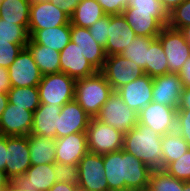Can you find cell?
Here are the masks:
<instances>
[{"label":"cell","mask_w":190,"mask_h":191,"mask_svg":"<svg viewBox=\"0 0 190 191\" xmlns=\"http://www.w3.org/2000/svg\"><path fill=\"white\" fill-rule=\"evenodd\" d=\"M112 92L111 85L98 71L92 76L76 80L74 99L91 118H95Z\"/></svg>","instance_id":"3957f363"},{"label":"cell","mask_w":190,"mask_h":191,"mask_svg":"<svg viewBox=\"0 0 190 191\" xmlns=\"http://www.w3.org/2000/svg\"><path fill=\"white\" fill-rule=\"evenodd\" d=\"M31 166L27 136L7 137L6 176L13 181Z\"/></svg>","instance_id":"7c38bea8"},{"label":"cell","mask_w":190,"mask_h":191,"mask_svg":"<svg viewBox=\"0 0 190 191\" xmlns=\"http://www.w3.org/2000/svg\"><path fill=\"white\" fill-rule=\"evenodd\" d=\"M8 188H0V191H6Z\"/></svg>","instance_id":"680465c9"},{"label":"cell","mask_w":190,"mask_h":191,"mask_svg":"<svg viewBox=\"0 0 190 191\" xmlns=\"http://www.w3.org/2000/svg\"><path fill=\"white\" fill-rule=\"evenodd\" d=\"M28 33L32 42L61 52L71 41V23L44 30H28Z\"/></svg>","instance_id":"cb8c5ba5"},{"label":"cell","mask_w":190,"mask_h":191,"mask_svg":"<svg viewBox=\"0 0 190 191\" xmlns=\"http://www.w3.org/2000/svg\"><path fill=\"white\" fill-rule=\"evenodd\" d=\"M190 25V0L183 1L169 12L168 27L181 30Z\"/></svg>","instance_id":"74e56055"},{"label":"cell","mask_w":190,"mask_h":191,"mask_svg":"<svg viewBox=\"0 0 190 191\" xmlns=\"http://www.w3.org/2000/svg\"><path fill=\"white\" fill-rule=\"evenodd\" d=\"M178 74L183 82L184 88L190 87V58L186 60Z\"/></svg>","instance_id":"7dc6e473"},{"label":"cell","mask_w":190,"mask_h":191,"mask_svg":"<svg viewBox=\"0 0 190 191\" xmlns=\"http://www.w3.org/2000/svg\"><path fill=\"white\" fill-rule=\"evenodd\" d=\"M71 41L78 46L86 60L97 71L102 70L107 55L104 47L93 39L88 28L71 24Z\"/></svg>","instance_id":"44dd1931"},{"label":"cell","mask_w":190,"mask_h":191,"mask_svg":"<svg viewBox=\"0 0 190 191\" xmlns=\"http://www.w3.org/2000/svg\"><path fill=\"white\" fill-rule=\"evenodd\" d=\"M180 31L183 33L184 38L186 39L187 43L190 45V25L183 27Z\"/></svg>","instance_id":"db71d44e"},{"label":"cell","mask_w":190,"mask_h":191,"mask_svg":"<svg viewBox=\"0 0 190 191\" xmlns=\"http://www.w3.org/2000/svg\"><path fill=\"white\" fill-rule=\"evenodd\" d=\"M70 23V17L50 1L30 5L28 30H44Z\"/></svg>","instance_id":"5bb4252c"},{"label":"cell","mask_w":190,"mask_h":191,"mask_svg":"<svg viewBox=\"0 0 190 191\" xmlns=\"http://www.w3.org/2000/svg\"><path fill=\"white\" fill-rule=\"evenodd\" d=\"M46 1H50V0H30V3L31 4H35V3H44V2H46Z\"/></svg>","instance_id":"6f0895ef"},{"label":"cell","mask_w":190,"mask_h":191,"mask_svg":"<svg viewBox=\"0 0 190 191\" xmlns=\"http://www.w3.org/2000/svg\"><path fill=\"white\" fill-rule=\"evenodd\" d=\"M7 136L0 134V170L5 172L6 168Z\"/></svg>","instance_id":"bcb514c9"},{"label":"cell","mask_w":190,"mask_h":191,"mask_svg":"<svg viewBox=\"0 0 190 191\" xmlns=\"http://www.w3.org/2000/svg\"><path fill=\"white\" fill-rule=\"evenodd\" d=\"M160 40L167 61L169 73H179L190 58V45L180 30L164 26L157 36Z\"/></svg>","instance_id":"ba28073f"},{"label":"cell","mask_w":190,"mask_h":191,"mask_svg":"<svg viewBox=\"0 0 190 191\" xmlns=\"http://www.w3.org/2000/svg\"><path fill=\"white\" fill-rule=\"evenodd\" d=\"M8 102L34 112L40 106L38 86L11 87Z\"/></svg>","instance_id":"4dcf8cb0"},{"label":"cell","mask_w":190,"mask_h":191,"mask_svg":"<svg viewBox=\"0 0 190 191\" xmlns=\"http://www.w3.org/2000/svg\"><path fill=\"white\" fill-rule=\"evenodd\" d=\"M155 38L136 36L123 50L121 55L127 60H132L142 69L147 65L148 48Z\"/></svg>","instance_id":"836d02e7"},{"label":"cell","mask_w":190,"mask_h":191,"mask_svg":"<svg viewBox=\"0 0 190 191\" xmlns=\"http://www.w3.org/2000/svg\"><path fill=\"white\" fill-rule=\"evenodd\" d=\"M48 191H79L78 186L55 182Z\"/></svg>","instance_id":"681fc988"},{"label":"cell","mask_w":190,"mask_h":191,"mask_svg":"<svg viewBox=\"0 0 190 191\" xmlns=\"http://www.w3.org/2000/svg\"><path fill=\"white\" fill-rule=\"evenodd\" d=\"M177 109L151 102L138 112V123L161 136L176 131Z\"/></svg>","instance_id":"30bf717a"},{"label":"cell","mask_w":190,"mask_h":191,"mask_svg":"<svg viewBox=\"0 0 190 191\" xmlns=\"http://www.w3.org/2000/svg\"><path fill=\"white\" fill-rule=\"evenodd\" d=\"M183 82L177 73H168L153 78L152 102L178 109Z\"/></svg>","instance_id":"2e32d148"},{"label":"cell","mask_w":190,"mask_h":191,"mask_svg":"<svg viewBox=\"0 0 190 191\" xmlns=\"http://www.w3.org/2000/svg\"><path fill=\"white\" fill-rule=\"evenodd\" d=\"M26 48L31 53L36 65L43 75L60 72V52L47 48L46 46L36 44L30 39Z\"/></svg>","instance_id":"4316f807"},{"label":"cell","mask_w":190,"mask_h":191,"mask_svg":"<svg viewBox=\"0 0 190 191\" xmlns=\"http://www.w3.org/2000/svg\"><path fill=\"white\" fill-rule=\"evenodd\" d=\"M11 87L9 69L0 66V93H8Z\"/></svg>","instance_id":"f6af8a7d"},{"label":"cell","mask_w":190,"mask_h":191,"mask_svg":"<svg viewBox=\"0 0 190 191\" xmlns=\"http://www.w3.org/2000/svg\"><path fill=\"white\" fill-rule=\"evenodd\" d=\"M153 78L145 74L116 90L126 105L137 113L152 102Z\"/></svg>","instance_id":"ac0fdd59"},{"label":"cell","mask_w":190,"mask_h":191,"mask_svg":"<svg viewBox=\"0 0 190 191\" xmlns=\"http://www.w3.org/2000/svg\"><path fill=\"white\" fill-rule=\"evenodd\" d=\"M13 182L25 191H48L56 182L54 163L31 165L27 171Z\"/></svg>","instance_id":"d6986e66"},{"label":"cell","mask_w":190,"mask_h":191,"mask_svg":"<svg viewBox=\"0 0 190 191\" xmlns=\"http://www.w3.org/2000/svg\"><path fill=\"white\" fill-rule=\"evenodd\" d=\"M177 110H190V87L181 92L180 104Z\"/></svg>","instance_id":"c3c4849f"},{"label":"cell","mask_w":190,"mask_h":191,"mask_svg":"<svg viewBox=\"0 0 190 191\" xmlns=\"http://www.w3.org/2000/svg\"><path fill=\"white\" fill-rule=\"evenodd\" d=\"M167 12H171L175 7L185 0H160Z\"/></svg>","instance_id":"f907efd6"},{"label":"cell","mask_w":190,"mask_h":191,"mask_svg":"<svg viewBox=\"0 0 190 191\" xmlns=\"http://www.w3.org/2000/svg\"><path fill=\"white\" fill-rule=\"evenodd\" d=\"M135 37L122 14L109 15L108 40L104 48L106 55L121 54Z\"/></svg>","instance_id":"7402d4cb"},{"label":"cell","mask_w":190,"mask_h":191,"mask_svg":"<svg viewBox=\"0 0 190 191\" xmlns=\"http://www.w3.org/2000/svg\"><path fill=\"white\" fill-rule=\"evenodd\" d=\"M167 174L182 181L190 180V148L176 161L169 163L164 169Z\"/></svg>","instance_id":"8d00e7d4"},{"label":"cell","mask_w":190,"mask_h":191,"mask_svg":"<svg viewBox=\"0 0 190 191\" xmlns=\"http://www.w3.org/2000/svg\"><path fill=\"white\" fill-rule=\"evenodd\" d=\"M109 191H141L150 182L152 169L123 149L103 154Z\"/></svg>","instance_id":"6da1fadb"},{"label":"cell","mask_w":190,"mask_h":191,"mask_svg":"<svg viewBox=\"0 0 190 191\" xmlns=\"http://www.w3.org/2000/svg\"><path fill=\"white\" fill-rule=\"evenodd\" d=\"M108 27L109 15H105L88 28L93 39L104 48L108 40Z\"/></svg>","instance_id":"60d3db41"},{"label":"cell","mask_w":190,"mask_h":191,"mask_svg":"<svg viewBox=\"0 0 190 191\" xmlns=\"http://www.w3.org/2000/svg\"><path fill=\"white\" fill-rule=\"evenodd\" d=\"M162 136L150 127L137 123L124 134L123 150L135 155L152 170H163Z\"/></svg>","instance_id":"7a4b0ae2"},{"label":"cell","mask_w":190,"mask_h":191,"mask_svg":"<svg viewBox=\"0 0 190 191\" xmlns=\"http://www.w3.org/2000/svg\"><path fill=\"white\" fill-rule=\"evenodd\" d=\"M26 45L0 41V66L9 68Z\"/></svg>","instance_id":"ab89813d"},{"label":"cell","mask_w":190,"mask_h":191,"mask_svg":"<svg viewBox=\"0 0 190 191\" xmlns=\"http://www.w3.org/2000/svg\"><path fill=\"white\" fill-rule=\"evenodd\" d=\"M176 131L190 148V110H177Z\"/></svg>","instance_id":"b9f144b4"},{"label":"cell","mask_w":190,"mask_h":191,"mask_svg":"<svg viewBox=\"0 0 190 191\" xmlns=\"http://www.w3.org/2000/svg\"><path fill=\"white\" fill-rule=\"evenodd\" d=\"M122 12L151 13L163 26L168 25L169 13L160 0H129V5Z\"/></svg>","instance_id":"d6a6232c"},{"label":"cell","mask_w":190,"mask_h":191,"mask_svg":"<svg viewBox=\"0 0 190 191\" xmlns=\"http://www.w3.org/2000/svg\"><path fill=\"white\" fill-rule=\"evenodd\" d=\"M164 168L171 162L176 161L189 149L187 142L177 132H170L162 136L161 141Z\"/></svg>","instance_id":"1f68e13d"},{"label":"cell","mask_w":190,"mask_h":191,"mask_svg":"<svg viewBox=\"0 0 190 191\" xmlns=\"http://www.w3.org/2000/svg\"><path fill=\"white\" fill-rule=\"evenodd\" d=\"M8 103V94L0 93V118Z\"/></svg>","instance_id":"816d5d0a"},{"label":"cell","mask_w":190,"mask_h":191,"mask_svg":"<svg viewBox=\"0 0 190 191\" xmlns=\"http://www.w3.org/2000/svg\"><path fill=\"white\" fill-rule=\"evenodd\" d=\"M95 119L125 134L137 125L138 113L126 105L116 91H113Z\"/></svg>","instance_id":"5b68a950"},{"label":"cell","mask_w":190,"mask_h":191,"mask_svg":"<svg viewBox=\"0 0 190 191\" xmlns=\"http://www.w3.org/2000/svg\"><path fill=\"white\" fill-rule=\"evenodd\" d=\"M54 173L56 175V182L66 183L73 186H78V165L54 163Z\"/></svg>","instance_id":"f35d334b"},{"label":"cell","mask_w":190,"mask_h":191,"mask_svg":"<svg viewBox=\"0 0 190 191\" xmlns=\"http://www.w3.org/2000/svg\"><path fill=\"white\" fill-rule=\"evenodd\" d=\"M10 181L6 173L0 170V188H8Z\"/></svg>","instance_id":"f5cc1de1"},{"label":"cell","mask_w":190,"mask_h":191,"mask_svg":"<svg viewBox=\"0 0 190 191\" xmlns=\"http://www.w3.org/2000/svg\"><path fill=\"white\" fill-rule=\"evenodd\" d=\"M106 15H119L128 7L129 0H97Z\"/></svg>","instance_id":"7bdbcfd3"},{"label":"cell","mask_w":190,"mask_h":191,"mask_svg":"<svg viewBox=\"0 0 190 191\" xmlns=\"http://www.w3.org/2000/svg\"><path fill=\"white\" fill-rule=\"evenodd\" d=\"M121 14L136 36L157 38L164 27L154 16H151V13L122 12Z\"/></svg>","instance_id":"484cf974"},{"label":"cell","mask_w":190,"mask_h":191,"mask_svg":"<svg viewBox=\"0 0 190 191\" xmlns=\"http://www.w3.org/2000/svg\"><path fill=\"white\" fill-rule=\"evenodd\" d=\"M6 191H25V190L17 186L13 181H10L9 187Z\"/></svg>","instance_id":"11a10c76"},{"label":"cell","mask_w":190,"mask_h":191,"mask_svg":"<svg viewBox=\"0 0 190 191\" xmlns=\"http://www.w3.org/2000/svg\"><path fill=\"white\" fill-rule=\"evenodd\" d=\"M31 165L55 163V139L46 135H27Z\"/></svg>","instance_id":"d4e9b609"},{"label":"cell","mask_w":190,"mask_h":191,"mask_svg":"<svg viewBox=\"0 0 190 191\" xmlns=\"http://www.w3.org/2000/svg\"><path fill=\"white\" fill-rule=\"evenodd\" d=\"M62 106L40 104L33 112V125L31 134L46 135L51 139H56L55 132L58 128V114H60Z\"/></svg>","instance_id":"603a6c76"},{"label":"cell","mask_w":190,"mask_h":191,"mask_svg":"<svg viewBox=\"0 0 190 191\" xmlns=\"http://www.w3.org/2000/svg\"><path fill=\"white\" fill-rule=\"evenodd\" d=\"M88 151L86 132H77L55 139V160L58 163L78 165Z\"/></svg>","instance_id":"e0dca14e"},{"label":"cell","mask_w":190,"mask_h":191,"mask_svg":"<svg viewBox=\"0 0 190 191\" xmlns=\"http://www.w3.org/2000/svg\"><path fill=\"white\" fill-rule=\"evenodd\" d=\"M144 73L151 78L169 73L168 61L163 46L158 38H155L148 48L147 65Z\"/></svg>","instance_id":"f546056e"},{"label":"cell","mask_w":190,"mask_h":191,"mask_svg":"<svg viewBox=\"0 0 190 191\" xmlns=\"http://www.w3.org/2000/svg\"><path fill=\"white\" fill-rule=\"evenodd\" d=\"M141 191H183V181L164 170H152L149 184Z\"/></svg>","instance_id":"e575fe53"},{"label":"cell","mask_w":190,"mask_h":191,"mask_svg":"<svg viewBox=\"0 0 190 191\" xmlns=\"http://www.w3.org/2000/svg\"><path fill=\"white\" fill-rule=\"evenodd\" d=\"M50 3L60 8L64 13L71 17L80 3V0H50Z\"/></svg>","instance_id":"ee69618b"},{"label":"cell","mask_w":190,"mask_h":191,"mask_svg":"<svg viewBox=\"0 0 190 191\" xmlns=\"http://www.w3.org/2000/svg\"><path fill=\"white\" fill-rule=\"evenodd\" d=\"M0 41L27 44L29 41V33L24 26L0 18Z\"/></svg>","instance_id":"d590c367"},{"label":"cell","mask_w":190,"mask_h":191,"mask_svg":"<svg viewBox=\"0 0 190 191\" xmlns=\"http://www.w3.org/2000/svg\"><path fill=\"white\" fill-rule=\"evenodd\" d=\"M86 134L90 152L103 155L123 149L124 133L95 118L90 119Z\"/></svg>","instance_id":"8992f818"},{"label":"cell","mask_w":190,"mask_h":191,"mask_svg":"<svg viewBox=\"0 0 190 191\" xmlns=\"http://www.w3.org/2000/svg\"><path fill=\"white\" fill-rule=\"evenodd\" d=\"M103 155L88 151L78 163L79 191H109Z\"/></svg>","instance_id":"52a82bcc"},{"label":"cell","mask_w":190,"mask_h":191,"mask_svg":"<svg viewBox=\"0 0 190 191\" xmlns=\"http://www.w3.org/2000/svg\"><path fill=\"white\" fill-rule=\"evenodd\" d=\"M91 117L74 99L62 106L58 114V128L56 138H61L77 132H86Z\"/></svg>","instance_id":"9a60e30c"},{"label":"cell","mask_w":190,"mask_h":191,"mask_svg":"<svg viewBox=\"0 0 190 191\" xmlns=\"http://www.w3.org/2000/svg\"><path fill=\"white\" fill-rule=\"evenodd\" d=\"M30 5V0H1L0 18L22 25L28 30Z\"/></svg>","instance_id":"83f0119b"},{"label":"cell","mask_w":190,"mask_h":191,"mask_svg":"<svg viewBox=\"0 0 190 191\" xmlns=\"http://www.w3.org/2000/svg\"><path fill=\"white\" fill-rule=\"evenodd\" d=\"M183 191H190V182L183 181Z\"/></svg>","instance_id":"9f6ffc18"},{"label":"cell","mask_w":190,"mask_h":191,"mask_svg":"<svg viewBox=\"0 0 190 191\" xmlns=\"http://www.w3.org/2000/svg\"><path fill=\"white\" fill-rule=\"evenodd\" d=\"M32 125V111L8 103L0 118V134L7 137L27 136Z\"/></svg>","instance_id":"4fadbf2b"},{"label":"cell","mask_w":190,"mask_h":191,"mask_svg":"<svg viewBox=\"0 0 190 191\" xmlns=\"http://www.w3.org/2000/svg\"><path fill=\"white\" fill-rule=\"evenodd\" d=\"M8 69L12 87L38 86L43 77L26 47L22 49Z\"/></svg>","instance_id":"8fae6325"},{"label":"cell","mask_w":190,"mask_h":191,"mask_svg":"<svg viewBox=\"0 0 190 191\" xmlns=\"http://www.w3.org/2000/svg\"><path fill=\"white\" fill-rule=\"evenodd\" d=\"M76 80L66 73H49L38 84L40 104L60 105L74 100Z\"/></svg>","instance_id":"277c9868"},{"label":"cell","mask_w":190,"mask_h":191,"mask_svg":"<svg viewBox=\"0 0 190 191\" xmlns=\"http://www.w3.org/2000/svg\"><path fill=\"white\" fill-rule=\"evenodd\" d=\"M105 15L97 0H80L70 17V23L74 26L89 28Z\"/></svg>","instance_id":"f1b7e54d"},{"label":"cell","mask_w":190,"mask_h":191,"mask_svg":"<svg viewBox=\"0 0 190 191\" xmlns=\"http://www.w3.org/2000/svg\"><path fill=\"white\" fill-rule=\"evenodd\" d=\"M100 72L105 76L113 91L145 75L140 66L132 60H127L121 54L107 56Z\"/></svg>","instance_id":"9c48e42d"},{"label":"cell","mask_w":190,"mask_h":191,"mask_svg":"<svg viewBox=\"0 0 190 191\" xmlns=\"http://www.w3.org/2000/svg\"><path fill=\"white\" fill-rule=\"evenodd\" d=\"M60 72L77 80L92 76L98 71L86 60L78 46L70 41L60 52Z\"/></svg>","instance_id":"ffe728a7"}]
</instances>
